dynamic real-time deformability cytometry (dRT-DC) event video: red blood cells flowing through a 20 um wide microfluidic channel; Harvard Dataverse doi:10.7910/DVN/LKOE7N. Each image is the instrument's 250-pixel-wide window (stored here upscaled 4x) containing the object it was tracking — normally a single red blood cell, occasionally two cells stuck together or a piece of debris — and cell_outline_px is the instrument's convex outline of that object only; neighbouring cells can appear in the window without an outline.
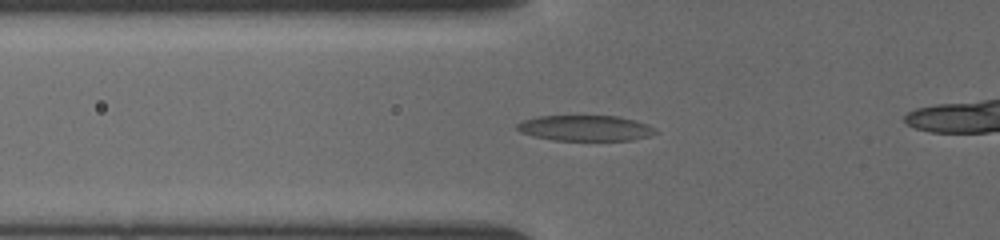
{"species": "common noctule bat (a hibernating species)", "species_latin": "Nyctalus noctula", "temperature_condition": "cold", "stored_images_in_passage": 21, "segment_of_instrument_passage": [1, 2], "camera_frame_rate_fps": 3000, "um_per_image_px": 0.085, "animal": {"sex": "female", "body_mass_g": 19.5, "forearm_length_mm": 54.1}, "frame": {"image": 1, "passage_image": 4, "time_ms": 1.333, "image_size_px": [1000, 240], "cell_outline_px": [[656, 132], [648, 136], [628, 140], [552, 140], [536, 136], [524, 132], [516, 128], [516, 124], [524, 120], [540, 116], [620, 116], [644, 124], [652, 128]], "centroid_in_image_um": [49.71, 10.88], "position_along_channel_um": 76.1, "area_um2": 20.06}}
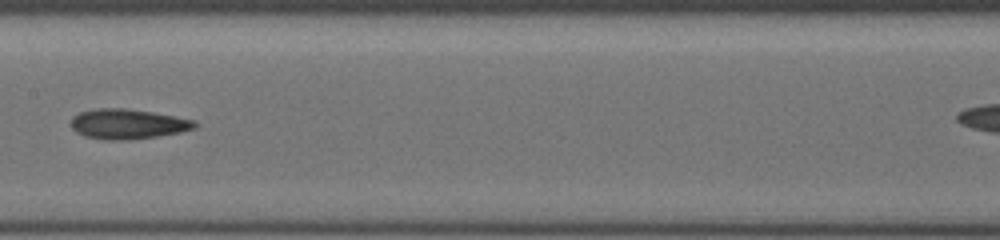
{"frame": {"image": 2, "passage_image": 11, "time_ms": 4.333, "image_size_px": [1000, 240], "cell_outline_px": [[196, 124], [192, 128], [180, 132], [156, 136], [128, 140], [108, 140], [84, 136], [72, 128], [72, 120], [80, 112], [96, 108], [124, 108], [152, 112], [196, 120]], "centroid_in_image_um": [10.86, 10.54], "position_along_channel_um": 196.5, "area_um2": 21.27}}
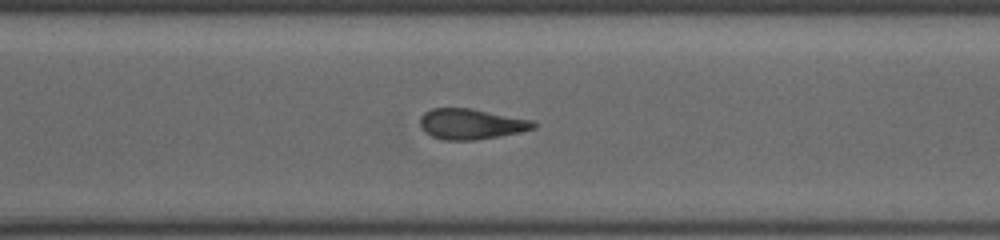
{"frame": {"image": 3, "passage_image": 19, "time_ms": 7.667, "image_size_px": [1000, 240], "cell_outline_px": [[536, 128], [476, 140], [444, 140], [432, 136], [424, 132], [420, 124], [420, 116], [424, 112], [432, 108], [472, 108], [532, 120], [536, 124]], "centroid_in_image_um": [39.99, 10.53], "position_along_channel_um": 330.6, "area_um2": 20.06}}